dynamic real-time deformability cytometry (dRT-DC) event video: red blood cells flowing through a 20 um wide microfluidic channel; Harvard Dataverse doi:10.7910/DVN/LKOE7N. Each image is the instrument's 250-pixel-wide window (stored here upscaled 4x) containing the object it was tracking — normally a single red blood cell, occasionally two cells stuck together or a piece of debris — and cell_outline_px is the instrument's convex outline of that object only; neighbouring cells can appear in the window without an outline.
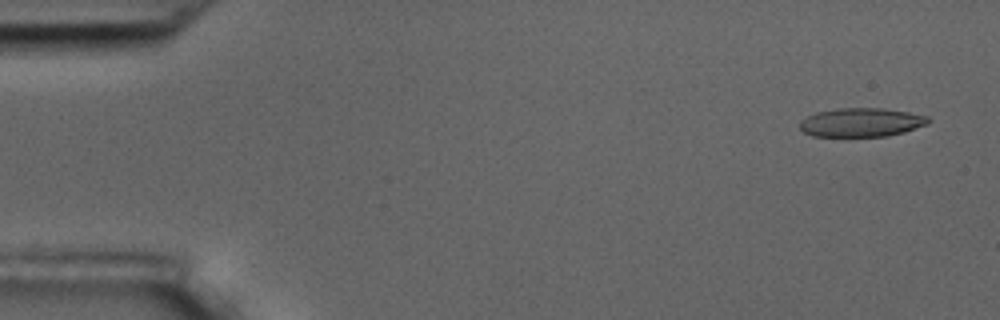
{"species": "common noctule bat (a hibernating species)", "species_latin": "Nyctalus noctula", "temperature_condition": "room temperature", "stored_images_in_passage": 5, "camera_frame_rate_fps": 3000, "um_per_image_px": 0.085, "animal": {"sex": "male", "body_mass_g": 17.5, "forearm_length_mm": 52.3}, "frame": {"image": 1, "passage_image": 1, "time_ms": 0.0, "image_size_px": [1000, 320], "cell_outline_px": [[932, 120], [928, 124], [904, 132], [888, 136], [812, 136], [804, 132], [800, 128], [800, 120], [816, 112], [836, 108], [884, 108], [908, 112], [928, 116]], "centroid_in_image_um": [73.23, 10.4], "position_along_channel_um": 11.8, "area_um2": 21.68}}
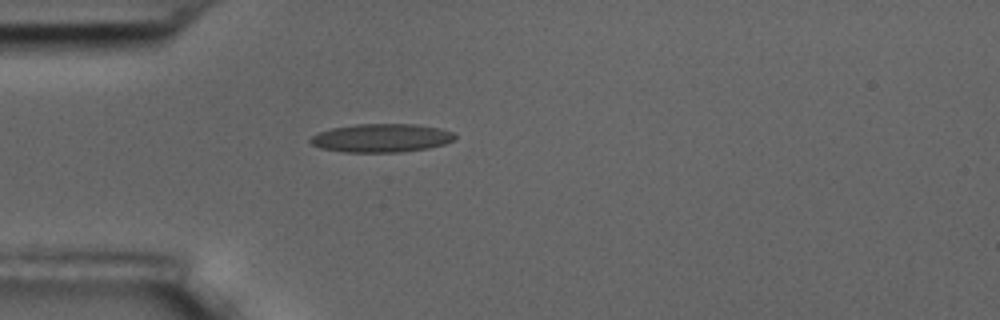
{"frame": {"image": 2, "passage_image": 5, "time_ms": 4.333, "image_size_px": [1000, 320], "cell_outline_px": [[456, 136], [452, 140], [444, 144], [428, 148], [400, 152], [344, 152], [320, 148], [312, 144], [308, 140], [312, 136], [320, 132], [332, 128], [356, 124], [416, 124], [440, 128], [452, 132]], "centroid_in_image_um": [32.41, 11.73], "position_along_channel_um": 52.6, "area_um2": 23.87}}